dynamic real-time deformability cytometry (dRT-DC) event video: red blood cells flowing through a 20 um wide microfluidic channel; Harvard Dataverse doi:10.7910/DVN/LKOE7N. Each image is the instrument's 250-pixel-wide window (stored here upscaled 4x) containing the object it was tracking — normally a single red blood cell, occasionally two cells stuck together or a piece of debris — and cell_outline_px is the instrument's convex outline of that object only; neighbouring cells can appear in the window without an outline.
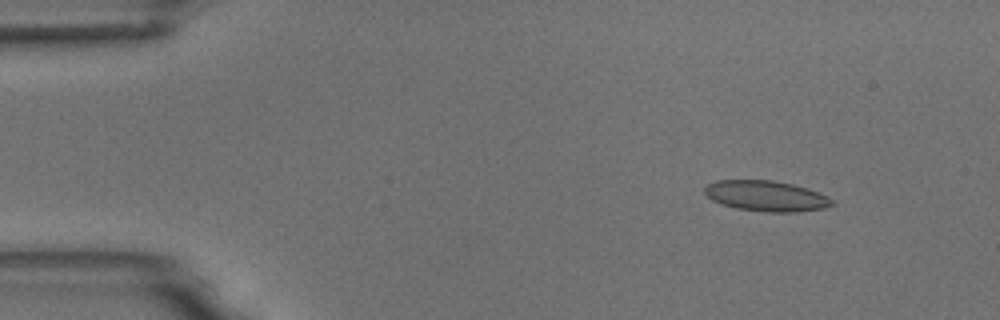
{"species": "common noctule bat (a hibernating species)", "species_latin": "Nyctalus noctula", "temperature_condition": "room temperature", "stored_images_in_passage": 49, "camera_frame_rate_fps": 3000, "um_per_image_px": 0.085, "animal": {"sex": "male", "body_mass_g": 18.8}, "frame": {"image": 1, "passage_image": 1, "time_ms": 0.0, "image_size_px": [1000, 320], "cell_outline_px": [[836, 204], [824, 208], [796, 212], [768, 212], [736, 208], [720, 204], [712, 200], [704, 192], [704, 188], [708, 184], [716, 180], [772, 180], [792, 184], [808, 188], [828, 196]], "centroid_in_image_um": [65.13, 16.66], "position_along_channel_um": 19.9, "area_um2": 22.77}}
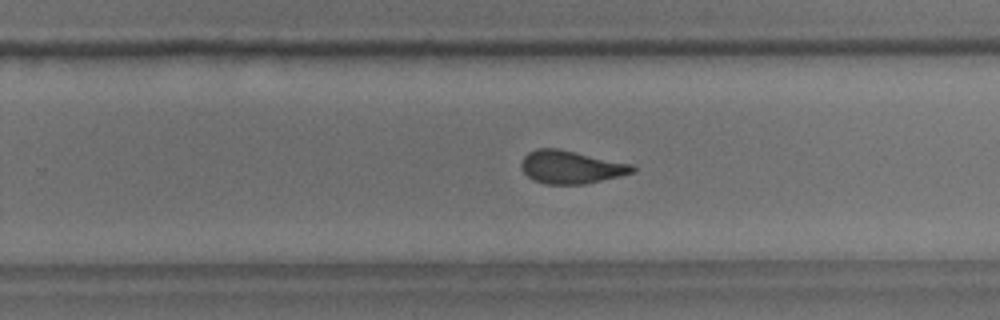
{"frame": {"image": 2, "passage_image": 29, "time_ms": 9.333, "image_size_px": [1000, 320], "cell_outline_px": [[636, 172], [620, 176], [584, 184], [544, 184], [532, 180], [524, 172], [520, 164], [524, 156], [528, 152], [536, 148], [560, 148], [632, 164], [636, 168]], "centroid_in_image_um": [48.53, 14.19], "position_along_channel_um": 281.3, "area_um2": 21.56}}
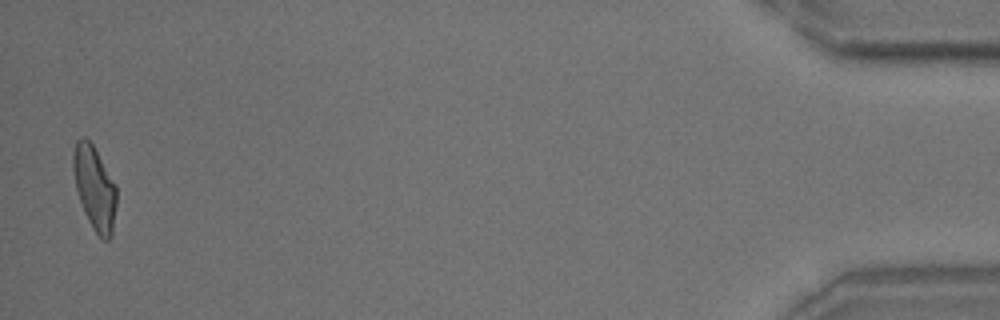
{"frame": {"image": 3, "passage_image": 48, "time_ms": 15.667, "image_size_px": [1000, 320], "cell_outline_px": [[116, 204], [112, 236], [108, 240], [104, 240], [92, 228], [84, 212], [76, 188], [72, 168], [72, 156], [76, 140], [80, 136], [84, 136], [92, 144], [116, 184]], "centroid_in_image_um": [8.03, 15.96], "position_along_channel_um": 427.2, "area_um2": 21.15}, "authors_computed_cell_mechanics": {"area_um2": 21.7906, "velocity_mm_per_s": 3.7245, "shape_relaxation_time_tau1_ms": 5.2703, "shape_relaxation_time_tau2_ms": 1.4159, "deformation_change_tau1": 0.1439, "deformation_change_tau2": 0.0854}}